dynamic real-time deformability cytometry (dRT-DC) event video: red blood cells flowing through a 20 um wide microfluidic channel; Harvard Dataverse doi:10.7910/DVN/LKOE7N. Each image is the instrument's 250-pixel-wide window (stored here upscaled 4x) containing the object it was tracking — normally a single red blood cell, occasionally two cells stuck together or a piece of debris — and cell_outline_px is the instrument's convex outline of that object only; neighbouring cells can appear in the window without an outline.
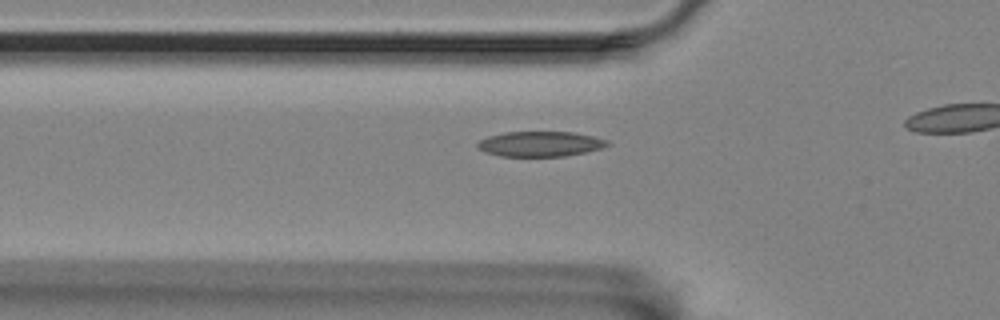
{"species": "Egyptian fruit bat (a non-hibernating species)", "species_latin": "Rousettus aegyptiacus", "temperature_condition": "room temperature", "stored_images_in_passage": 22, "camera_frame_rate_fps": 3000, "um_per_image_px": 0.085, "animal": {"sex": "female"}, "frame": {"image": 1, "passage_image": 13, "time_ms": 4.0, "image_size_px": [1000, 320], "cell_outline_px": [[612, 144], [604, 148], [564, 156], [500, 156], [484, 152], [476, 148], [476, 144], [480, 140], [488, 136], [504, 132], [572, 132], [592, 136], [608, 140]], "centroid_in_image_um": [45.91, 12.23], "position_along_channel_um": 79.9, "area_um2": 19.13}}
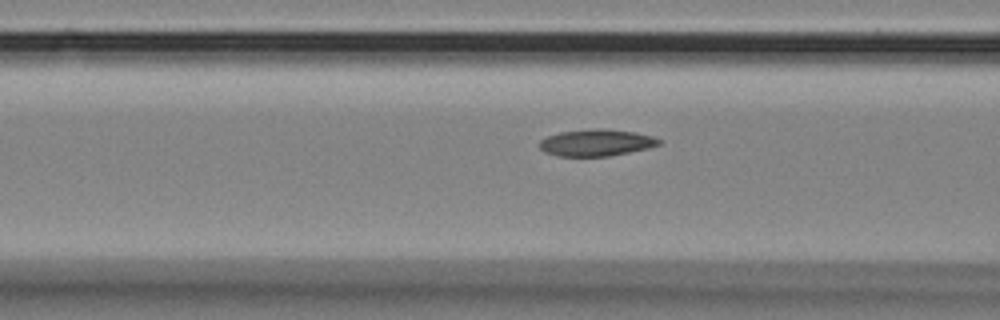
{"frame": {"image": 2, "passage_image": 16, "time_ms": 5.0, "image_size_px": [1000, 320], "cell_outline_px": [[664, 140], [660, 144], [648, 148], [608, 156], [556, 156], [544, 152], [540, 148], [540, 140], [548, 136], [560, 132], [596, 128], [604, 128], [636, 132], [652, 136]], "centroid_in_image_um": [50.7, 12.12], "position_along_channel_um": 115.9, "area_um2": 18.67}}